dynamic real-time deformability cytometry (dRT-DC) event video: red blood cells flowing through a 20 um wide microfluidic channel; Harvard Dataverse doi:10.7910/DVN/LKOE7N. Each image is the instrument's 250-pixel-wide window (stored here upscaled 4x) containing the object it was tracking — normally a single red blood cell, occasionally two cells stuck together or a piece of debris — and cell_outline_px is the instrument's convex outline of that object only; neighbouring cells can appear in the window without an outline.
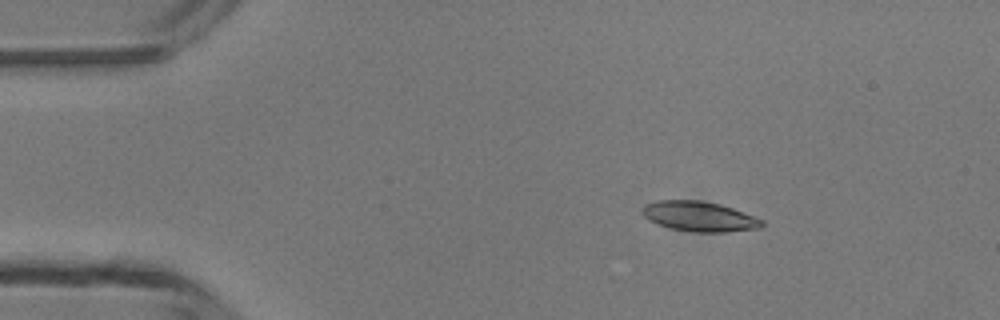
{"species": "common noctule bat (a hibernating species)", "species_latin": "Nyctalus noctula", "temperature_condition": "room temperature", "stored_images_in_passage": 6, "camera_frame_rate_fps": 3000, "um_per_image_px": 0.085, "animal": {"sex": "male", "body_mass_g": 13.3}, "frame": {"image": 1, "passage_image": 2, "time_ms": 1.0, "image_size_px": [1000, 320], "cell_outline_px": [[764, 224], [760, 228], [724, 232], [696, 232], [672, 228], [648, 220], [640, 212], [640, 208], [644, 204], [656, 200], [700, 200], [720, 204], [732, 208], [764, 220]], "centroid_in_image_um": [59.41, 18.38], "position_along_channel_um": 25.6, "area_um2": 20.92}}
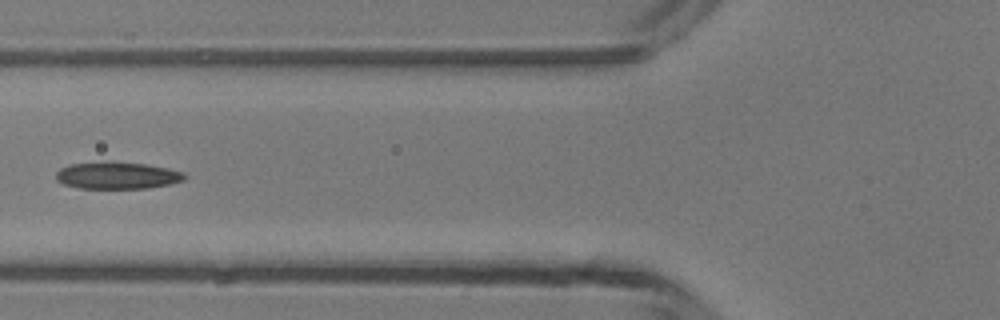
{"frame": {"image": 2, "passage_image": 5, "time_ms": 4.667, "image_size_px": [1000, 320], "cell_outline_px": [[188, 176], [184, 180], [172, 184], [148, 188], [80, 188], [64, 184], [56, 180], [56, 172], [60, 168], [68, 164], [112, 160], [148, 164], [168, 168], [184, 172]], "centroid_in_image_um": [9.99, 14.89], "position_along_channel_um": 115.8, "area_um2": 20.75}}
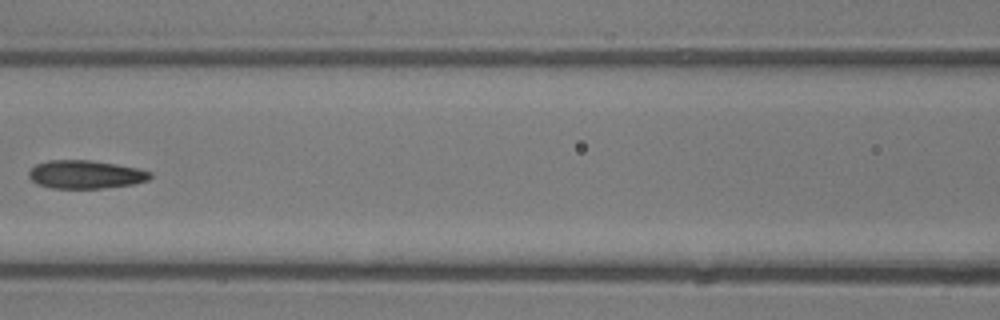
{"frame": {"image": 3, "passage_image": 6, "time_ms": 5.667, "image_size_px": [1000, 320], "cell_outline_px": [[152, 176], [148, 180], [132, 184], [104, 188], [52, 188], [36, 184], [28, 176], [28, 172], [36, 164], [48, 160], [92, 160], [116, 164], [136, 168], [152, 172]], "centroid_in_image_um": [7.25, 14.82], "position_along_channel_um": 159.3, "area_um2": 20.0}}